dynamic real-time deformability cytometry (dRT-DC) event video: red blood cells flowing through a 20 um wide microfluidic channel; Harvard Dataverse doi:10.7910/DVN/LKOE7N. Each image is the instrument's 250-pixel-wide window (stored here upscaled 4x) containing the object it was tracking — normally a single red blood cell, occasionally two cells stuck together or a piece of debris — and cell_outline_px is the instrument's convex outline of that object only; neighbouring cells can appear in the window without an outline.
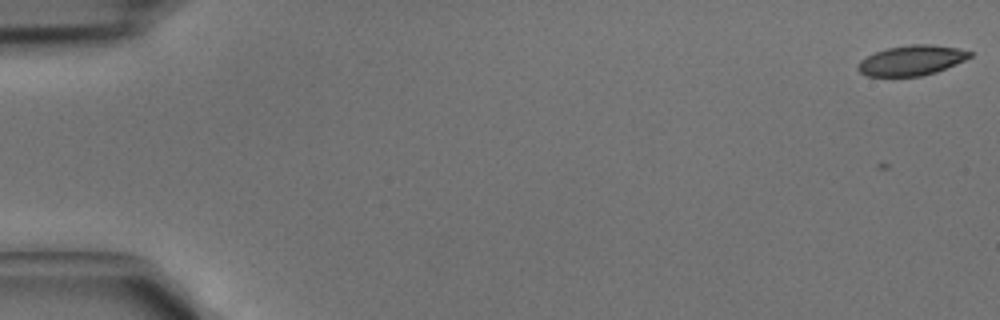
{"species": "common noctule bat (a hibernating species)", "species_latin": "Nyctalus noctula", "temperature_condition": "cold", "stored_images_in_passage": 5, "camera_frame_rate_fps": 3000, "um_per_image_px": 0.085, "animal": {"sex": "male", "body_mass_g": 15.6}, "frame": {"image": 1, "passage_image": 1, "time_ms": 0.0, "image_size_px": [1000, 320], "cell_outline_px": [[972, 56], [956, 64], [936, 72], [920, 76], [868, 76], [860, 72], [856, 68], [856, 64], [860, 60], [876, 52], [888, 48], [912, 44], [932, 44], [956, 48], [972, 52]], "centroid_in_image_um": [77.47, 5.13], "position_along_channel_um": 7.5, "area_um2": 19.48}}
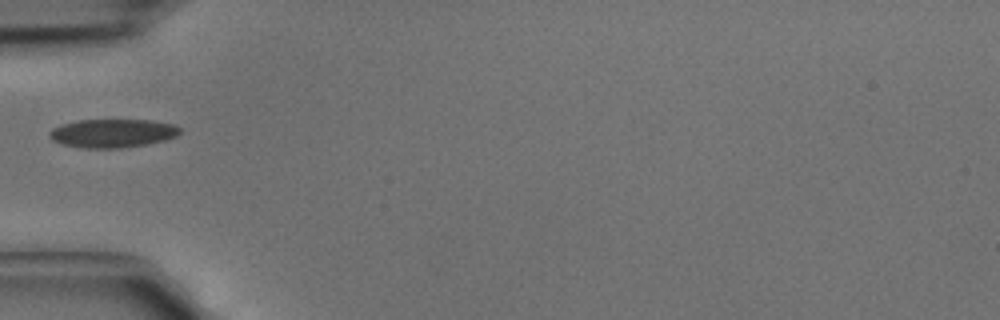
{"frame": {"image": 2, "passage_image": 5, "time_ms": 1.333, "image_size_px": [1000, 320], "cell_outline_px": [[180, 132], [176, 136], [164, 140], [148, 144], [120, 148], [84, 148], [60, 144], [52, 140], [48, 136], [48, 132], [52, 128], [60, 124], [76, 120], [152, 120], [176, 124], [180, 128]], "centroid_in_image_um": [9.54, 11.32], "position_along_channel_um": 75.5, "area_um2": 21.96}}